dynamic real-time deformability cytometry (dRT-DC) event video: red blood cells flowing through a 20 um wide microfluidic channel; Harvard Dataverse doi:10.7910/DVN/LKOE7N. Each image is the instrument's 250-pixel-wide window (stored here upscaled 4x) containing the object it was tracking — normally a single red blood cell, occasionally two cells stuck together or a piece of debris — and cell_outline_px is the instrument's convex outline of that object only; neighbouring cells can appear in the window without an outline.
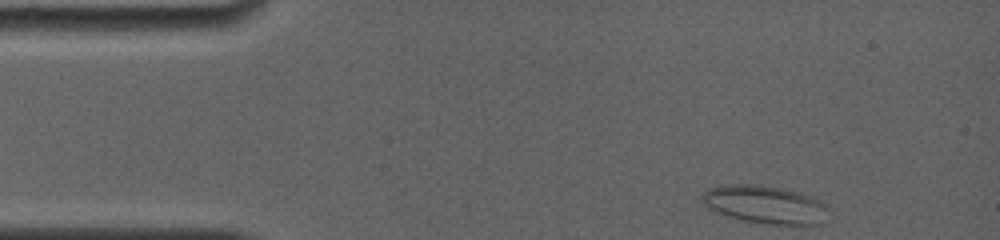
{"species": "common noctule bat (a hibernating species)", "species_latin": "Nyctalus noctula", "temperature_condition": "room temperature", "stored_images_in_passage": 78, "camera_frame_rate_fps": 4000, "um_per_image_px": 0.085, "animal": {"sex": "female", "body_mass_g": 19.0, "forearm_length_mm": 56.7}, "frame": {"image": 1, "passage_image": 1, "time_ms": 0.0, "image_size_px": [1000, 240], "cell_outline_px": [[824, 208], [820, 224], [764, 224], [744, 220], [728, 216], [708, 208], [704, 200], [704, 192], [708, 188], [732, 184], [744, 184], [776, 188], [808, 196], [824, 204]], "centroid_in_image_um": [64.93, 17.4], "position_along_channel_um": 20.1, "area_um2": 26.47}}
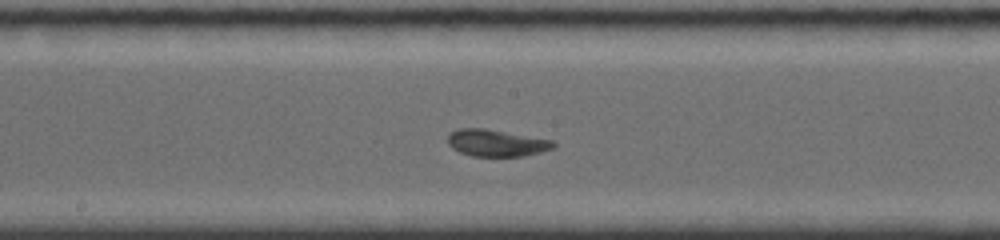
{"frame": {"image": 2, "passage_image": 46, "time_ms": 6.75, "image_size_px": [1000, 240], "cell_outline_px": [[556, 148], [524, 156], [472, 156], [460, 152], [452, 148], [448, 144], [448, 136], [452, 132], [460, 128], [484, 128], [552, 140], [556, 144]], "centroid_in_image_um": [42.21, 12.16], "position_along_channel_um": 206.0, "area_um2": 16.47}}
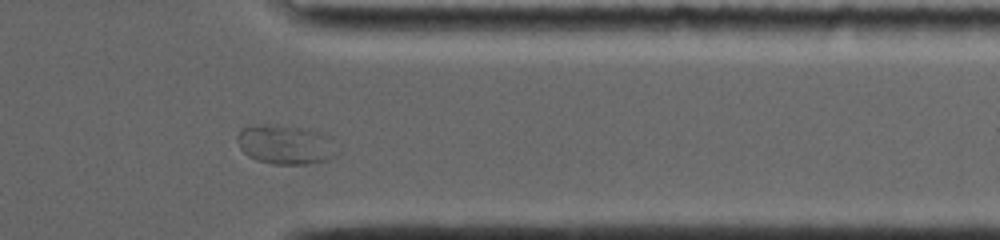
{"frame": {"image": 3, "passage_image": 70, "time_ms": 11.5, "image_size_px": [1000, 240], "cell_outline_px": [[332, 156], [328, 160], [308, 164], [272, 164], [256, 160], [248, 156], [240, 148], [236, 140], [236, 136], [244, 128], [256, 124], [276, 124], [300, 128], [320, 132], [332, 136]], "centroid_in_image_um": [24.2, 12.28], "position_along_channel_um": 387.2, "area_um2": 22.72}}